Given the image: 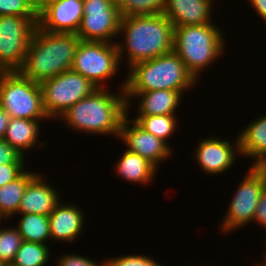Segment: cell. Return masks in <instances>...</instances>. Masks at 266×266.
<instances>
[{"mask_svg": "<svg viewBox=\"0 0 266 266\" xmlns=\"http://www.w3.org/2000/svg\"><path fill=\"white\" fill-rule=\"evenodd\" d=\"M115 171L127 183L146 185L155 179L158 169L137 153L125 150L116 161Z\"/></svg>", "mask_w": 266, "mask_h": 266, "instance_id": "cell-21", "label": "cell"}, {"mask_svg": "<svg viewBox=\"0 0 266 266\" xmlns=\"http://www.w3.org/2000/svg\"><path fill=\"white\" fill-rule=\"evenodd\" d=\"M167 0H128L120 9L122 17L163 13Z\"/></svg>", "mask_w": 266, "mask_h": 266, "instance_id": "cell-27", "label": "cell"}, {"mask_svg": "<svg viewBox=\"0 0 266 266\" xmlns=\"http://www.w3.org/2000/svg\"><path fill=\"white\" fill-rule=\"evenodd\" d=\"M50 257L48 245L23 241L12 264L14 266H46Z\"/></svg>", "mask_w": 266, "mask_h": 266, "instance_id": "cell-25", "label": "cell"}, {"mask_svg": "<svg viewBox=\"0 0 266 266\" xmlns=\"http://www.w3.org/2000/svg\"><path fill=\"white\" fill-rule=\"evenodd\" d=\"M125 96L127 111L132 106L131 100L140 98L139 105H137L138 116L175 114L181 104V99H183V94L179 91L166 89L147 92H125Z\"/></svg>", "mask_w": 266, "mask_h": 266, "instance_id": "cell-18", "label": "cell"}, {"mask_svg": "<svg viewBox=\"0 0 266 266\" xmlns=\"http://www.w3.org/2000/svg\"><path fill=\"white\" fill-rule=\"evenodd\" d=\"M38 17L0 16V71H18L25 60Z\"/></svg>", "mask_w": 266, "mask_h": 266, "instance_id": "cell-9", "label": "cell"}, {"mask_svg": "<svg viewBox=\"0 0 266 266\" xmlns=\"http://www.w3.org/2000/svg\"><path fill=\"white\" fill-rule=\"evenodd\" d=\"M176 114L168 115H149V116H135L133 120L146 132H149L160 138L168 145V138L174 134L177 128V116Z\"/></svg>", "mask_w": 266, "mask_h": 266, "instance_id": "cell-24", "label": "cell"}, {"mask_svg": "<svg viewBox=\"0 0 266 266\" xmlns=\"http://www.w3.org/2000/svg\"><path fill=\"white\" fill-rule=\"evenodd\" d=\"M257 167L259 168V170L263 173L265 180H266V160L260 162Z\"/></svg>", "mask_w": 266, "mask_h": 266, "instance_id": "cell-37", "label": "cell"}, {"mask_svg": "<svg viewBox=\"0 0 266 266\" xmlns=\"http://www.w3.org/2000/svg\"><path fill=\"white\" fill-rule=\"evenodd\" d=\"M42 173H37L28 183L24 190L18 213H35L44 216L54 210L60 203V196L57 189L48 184L47 180L42 177Z\"/></svg>", "mask_w": 266, "mask_h": 266, "instance_id": "cell-15", "label": "cell"}, {"mask_svg": "<svg viewBox=\"0 0 266 266\" xmlns=\"http://www.w3.org/2000/svg\"><path fill=\"white\" fill-rule=\"evenodd\" d=\"M118 35L125 38L124 43L116 41V44L120 62L127 52L128 69L173 51L174 25L163 13L122 17Z\"/></svg>", "mask_w": 266, "mask_h": 266, "instance_id": "cell-1", "label": "cell"}, {"mask_svg": "<svg viewBox=\"0 0 266 266\" xmlns=\"http://www.w3.org/2000/svg\"><path fill=\"white\" fill-rule=\"evenodd\" d=\"M64 203V204H63ZM61 202L49 214L51 240L75 242L84 229V212L76 204Z\"/></svg>", "mask_w": 266, "mask_h": 266, "instance_id": "cell-17", "label": "cell"}, {"mask_svg": "<svg viewBox=\"0 0 266 266\" xmlns=\"http://www.w3.org/2000/svg\"><path fill=\"white\" fill-rule=\"evenodd\" d=\"M252 5L251 7L256 10V13L266 22V0H248Z\"/></svg>", "mask_w": 266, "mask_h": 266, "instance_id": "cell-34", "label": "cell"}, {"mask_svg": "<svg viewBox=\"0 0 266 266\" xmlns=\"http://www.w3.org/2000/svg\"><path fill=\"white\" fill-rule=\"evenodd\" d=\"M43 120H30L10 118L3 140L25 157V152L39 143L40 147L47 145L45 141H39L40 122Z\"/></svg>", "mask_w": 266, "mask_h": 266, "instance_id": "cell-19", "label": "cell"}, {"mask_svg": "<svg viewBox=\"0 0 266 266\" xmlns=\"http://www.w3.org/2000/svg\"><path fill=\"white\" fill-rule=\"evenodd\" d=\"M214 23L174 27L173 51L198 81L203 70L225 53L223 32Z\"/></svg>", "mask_w": 266, "mask_h": 266, "instance_id": "cell-5", "label": "cell"}, {"mask_svg": "<svg viewBox=\"0 0 266 266\" xmlns=\"http://www.w3.org/2000/svg\"><path fill=\"white\" fill-rule=\"evenodd\" d=\"M80 40L74 33L50 32L37 26L29 42L24 63L18 71L41 84L70 70Z\"/></svg>", "mask_w": 266, "mask_h": 266, "instance_id": "cell-3", "label": "cell"}, {"mask_svg": "<svg viewBox=\"0 0 266 266\" xmlns=\"http://www.w3.org/2000/svg\"><path fill=\"white\" fill-rule=\"evenodd\" d=\"M9 120H10V116L0 106V139H3L5 135Z\"/></svg>", "mask_w": 266, "mask_h": 266, "instance_id": "cell-35", "label": "cell"}, {"mask_svg": "<svg viewBox=\"0 0 266 266\" xmlns=\"http://www.w3.org/2000/svg\"><path fill=\"white\" fill-rule=\"evenodd\" d=\"M128 71L125 92L166 89L179 91L184 95V91L198 83L174 51L136 63Z\"/></svg>", "mask_w": 266, "mask_h": 266, "instance_id": "cell-4", "label": "cell"}, {"mask_svg": "<svg viewBox=\"0 0 266 266\" xmlns=\"http://www.w3.org/2000/svg\"><path fill=\"white\" fill-rule=\"evenodd\" d=\"M83 11V0H42L38 27L50 32L76 34Z\"/></svg>", "mask_w": 266, "mask_h": 266, "instance_id": "cell-13", "label": "cell"}, {"mask_svg": "<svg viewBox=\"0 0 266 266\" xmlns=\"http://www.w3.org/2000/svg\"><path fill=\"white\" fill-rule=\"evenodd\" d=\"M194 160L202 171L210 176L221 174L232 168L236 156H240L239 138L234 143L219 139L218 137H206L196 145Z\"/></svg>", "mask_w": 266, "mask_h": 266, "instance_id": "cell-14", "label": "cell"}, {"mask_svg": "<svg viewBox=\"0 0 266 266\" xmlns=\"http://www.w3.org/2000/svg\"><path fill=\"white\" fill-rule=\"evenodd\" d=\"M264 257H265V259H263L264 262H262V263L257 262V264H254V266H266V256H264Z\"/></svg>", "mask_w": 266, "mask_h": 266, "instance_id": "cell-39", "label": "cell"}, {"mask_svg": "<svg viewBox=\"0 0 266 266\" xmlns=\"http://www.w3.org/2000/svg\"><path fill=\"white\" fill-rule=\"evenodd\" d=\"M120 65L122 63L116 43L80 40L71 69L90 80L97 88H107L104 82L116 76Z\"/></svg>", "mask_w": 266, "mask_h": 266, "instance_id": "cell-7", "label": "cell"}, {"mask_svg": "<svg viewBox=\"0 0 266 266\" xmlns=\"http://www.w3.org/2000/svg\"><path fill=\"white\" fill-rule=\"evenodd\" d=\"M83 17L76 35L83 41L116 43L121 10L109 0H83Z\"/></svg>", "mask_w": 266, "mask_h": 266, "instance_id": "cell-11", "label": "cell"}, {"mask_svg": "<svg viewBox=\"0 0 266 266\" xmlns=\"http://www.w3.org/2000/svg\"><path fill=\"white\" fill-rule=\"evenodd\" d=\"M109 266H161L158 261L152 259L151 256L130 255L118 256L104 260Z\"/></svg>", "mask_w": 266, "mask_h": 266, "instance_id": "cell-29", "label": "cell"}, {"mask_svg": "<svg viewBox=\"0 0 266 266\" xmlns=\"http://www.w3.org/2000/svg\"><path fill=\"white\" fill-rule=\"evenodd\" d=\"M19 214L20 220L15 228L23 240L48 245L47 240H51L48 216L35 213Z\"/></svg>", "mask_w": 266, "mask_h": 266, "instance_id": "cell-23", "label": "cell"}, {"mask_svg": "<svg viewBox=\"0 0 266 266\" xmlns=\"http://www.w3.org/2000/svg\"><path fill=\"white\" fill-rule=\"evenodd\" d=\"M125 84H120V93L98 88L60 115L64 124L73 131L87 134H103L119 137L122 120L128 114Z\"/></svg>", "mask_w": 266, "mask_h": 266, "instance_id": "cell-2", "label": "cell"}, {"mask_svg": "<svg viewBox=\"0 0 266 266\" xmlns=\"http://www.w3.org/2000/svg\"><path fill=\"white\" fill-rule=\"evenodd\" d=\"M118 138L124 143L127 150L147 159L157 169L164 159L170 158L173 152L170 145L146 132L133 119L130 120L128 114L122 120Z\"/></svg>", "mask_w": 266, "mask_h": 266, "instance_id": "cell-12", "label": "cell"}, {"mask_svg": "<svg viewBox=\"0 0 266 266\" xmlns=\"http://www.w3.org/2000/svg\"><path fill=\"white\" fill-rule=\"evenodd\" d=\"M238 134L240 155L253 159L252 166L266 160V114L254 119Z\"/></svg>", "mask_w": 266, "mask_h": 266, "instance_id": "cell-20", "label": "cell"}, {"mask_svg": "<svg viewBox=\"0 0 266 266\" xmlns=\"http://www.w3.org/2000/svg\"><path fill=\"white\" fill-rule=\"evenodd\" d=\"M22 236L14 227L0 226V262L10 264L23 243Z\"/></svg>", "mask_w": 266, "mask_h": 266, "instance_id": "cell-26", "label": "cell"}, {"mask_svg": "<svg viewBox=\"0 0 266 266\" xmlns=\"http://www.w3.org/2000/svg\"><path fill=\"white\" fill-rule=\"evenodd\" d=\"M100 266H109V265L103 260V263Z\"/></svg>", "mask_w": 266, "mask_h": 266, "instance_id": "cell-40", "label": "cell"}, {"mask_svg": "<svg viewBox=\"0 0 266 266\" xmlns=\"http://www.w3.org/2000/svg\"><path fill=\"white\" fill-rule=\"evenodd\" d=\"M40 85L44 110L50 121L57 120L69 107L98 89L90 80L72 69L45 80Z\"/></svg>", "mask_w": 266, "mask_h": 266, "instance_id": "cell-8", "label": "cell"}, {"mask_svg": "<svg viewBox=\"0 0 266 266\" xmlns=\"http://www.w3.org/2000/svg\"><path fill=\"white\" fill-rule=\"evenodd\" d=\"M25 163H7L0 165V187L18 178L25 171Z\"/></svg>", "mask_w": 266, "mask_h": 266, "instance_id": "cell-30", "label": "cell"}, {"mask_svg": "<svg viewBox=\"0 0 266 266\" xmlns=\"http://www.w3.org/2000/svg\"><path fill=\"white\" fill-rule=\"evenodd\" d=\"M0 16L38 17V9L29 0H0Z\"/></svg>", "mask_w": 266, "mask_h": 266, "instance_id": "cell-28", "label": "cell"}, {"mask_svg": "<svg viewBox=\"0 0 266 266\" xmlns=\"http://www.w3.org/2000/svg\"><path fill=\"white\" fill-rule=\"evenodd\" d=\"M113 5L119 7L120 9L126 4L128 0H109Z\"/></svg>", "mask_w": 266, "mask_h": 266, "instance_id": "cell-36", "label": "cell"}, {"mask_svg": "<svg viewBox=\"0 0 266 266\" xmlns=\"http://www.w3.org/2000/svg\"><path fill=\"white\" fill-rule=\"evenodd\" d=\"M265 186L266 180L259 168L249 167L222 219L221 233L230 234L233 230H240V227L253 223L258 201Z\"/></svg>", "mask_w": 266, "mask_h": 266, "instance_id": "cell-10", "label": "cell"}, {"mask_svg": "<svg viewBox=\"0 0 266 266\" xmlns=\"http://www.w3.org/2000/svg\"><path fill=\"white\" fill-rule=\"evenodd\" d=\"M37 9H39L42 0H29Z\"/></svg>", "mask_w": 266, "mask_h": 266, "instance_id": "cell-38", "label": "cell"}, {"mask_svg": "<svg viewBox=\"0 0 266 266\" xmlns=\"http://www.w3.org/2000/svg\"><path fill=\"white\" fill-rule=\"evenodd\" d=\"M37 174L25 170L18 178L0 187V218L4 221L18 215V207L27 183Z\"/></svg>", "mask_w": 266, "mask_h": 266, "instance_id": "cell-22", "label": "cell"}, {"mask_svg": "<svg viewBox=\"0 0 266 266\" xmlns=\"http://www.w3.org/2000/svg\"><path fill=\"white\" fill-rule=\"evenodd\" d=\"M0 106L10 118L47 120L41 85L19 71H0Z\"/></svg>", "mask_w": 266, "mask_h": 266, "instance_id": "cell-6", "label": "cell"}, {"mask_svg": "<svg viewBox=\"0 0 266 266\" xmlns=\"http://www.w3.org/2000/svg\"><path fill=\"white\" fill-rule=\"evenodd\" d=\"M25 157L8 142L0 139V165L7 163H25Z\"/></svg>", "mask_w": 266, "mask_h": 266, "instance_id": "cell-31", "label": "cell"}, {"mask_svg": "<svg viewBox=\"0 0 266 266\" xmlns=\"http://www.w3.org/2000/svg\"><path fill=\"white\" fill-rule=\"evenodd\" d=\"M213 5L214 0H167L163 14L174 27L215 23Z\"/></svg>", "mask_w": 266, "mask_h": 266, "instance_id": "cell-16", "label": "cell"}, {"mask_svg": "<svg viewBox=\"0 0 266 266\" xmlns=\"http://www.w3.org/2000/svg\"><path fill=\"white\" fill-rule=\"evenodd\" d=\"M58 262L56 266H100L103 262H97L96 260L89 259L78 254L68 253L57 258Z\"/></svg>", "mask_w": 266, "mask_h": 266, "instance_id": "cell-32", "label": "cell"}, {"mask_svg": "<svg viewBox=\"0 0 266 266\" xmlns=\"http://www.w3.org/2000/svg\"><path fill=\"white\" fill-rule=\"evenodd\" d=\"M254 222L266 229V186L260 195L253 223Z\"/></svg>", "mask_w": 266, "mask_h": 266, "instance_id": "cell-33", "label": "cell"}, {"mask_svg": "<svg viewBox=\"0 0 266 266\" xmlns=\"http://www.w3.org/2000/svg\"><path fill=\"white\" fill-rule=\"evenodd\" d=\"M4 266H14V265L10 263V264H4Z\"/></svg>", "mask_w": 266, "mask_h": 266, "instance_id": "cell-41", "label": "cell"}]
</instances>
